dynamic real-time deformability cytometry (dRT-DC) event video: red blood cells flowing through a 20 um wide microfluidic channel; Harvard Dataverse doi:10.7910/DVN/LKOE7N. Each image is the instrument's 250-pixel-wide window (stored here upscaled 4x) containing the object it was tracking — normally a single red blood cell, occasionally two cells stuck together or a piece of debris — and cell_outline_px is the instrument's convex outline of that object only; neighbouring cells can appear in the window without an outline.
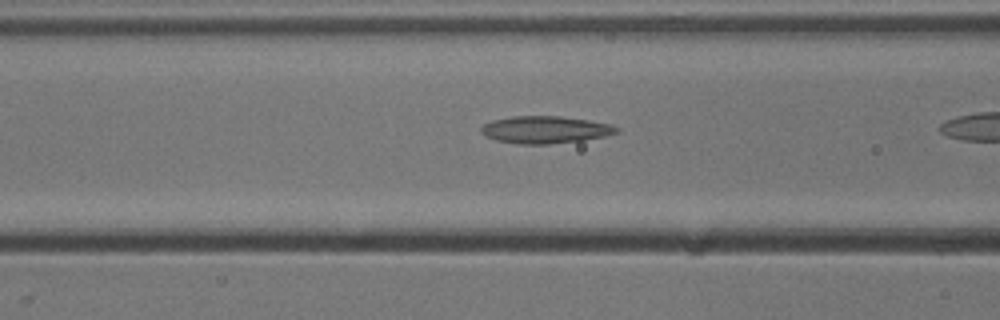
{"species": "common noctule bat (a hibernating species)", "species_latin": "Nyctalus noctula", "temperature_condition": "cold", "stored_images_in_passage": 20, "camera_frame_rate_fps": 3000, "um_per_image_px": 0.085, "animal": {"sex": "male", "body_mass_g": 13.3}, "frame": {"image": 1, "passage_image": 15, "time_ms": 4.667, "image_size_px": [1000, 320], "cell_outline_px": [[620, 132], [604, 136], [584, 140], [548, 144], [516, 144], [496, 140], [484, 136], [480, 132], [480, 128], [484, 124], [492, 120], [512, 116], [560, 116], [588, 120], [612, 124], [620, 128]], "centroid_in_image_um": [46.34, 11.02], "position_along_channel_um": 120.3, "area_um2": 21.73}}